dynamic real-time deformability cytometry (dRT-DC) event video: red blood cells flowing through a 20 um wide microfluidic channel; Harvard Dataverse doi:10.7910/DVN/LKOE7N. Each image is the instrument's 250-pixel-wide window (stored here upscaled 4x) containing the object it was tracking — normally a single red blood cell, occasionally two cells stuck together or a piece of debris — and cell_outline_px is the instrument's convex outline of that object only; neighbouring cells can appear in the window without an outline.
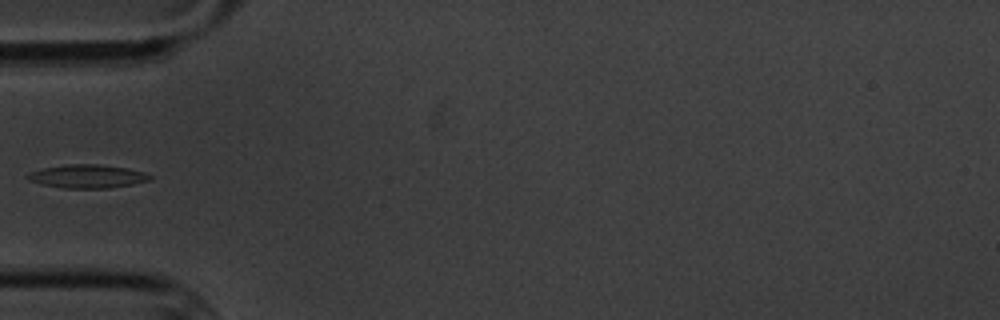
{"species": "common noctule bat (a hibernating species)", "species_latin": "Nyctalus noctula", "temperature_condition": "cold", "stored_images_in_passage": 12, "camera_frame_rate_fps": 3000, "um_per_image_px": 0.085, "animal": {"sex": "male", "body_mass_g": 20.1, "forearm_length_mm": 53.5}, "frame": {"image": 1, "passage_image": 4, "time_ms": 4.333, "image_size_px": [1000, 320], "cell_outline_px": [[152, 180], [132, 184], [108, 188], [64, 188], [44, 184], [28, 180], [24, 176], [28, 172], [44, 168], [68, 164], [96, 164], [128, 168], [144, 172], [152, 176]], "centroid_in_image_um": [7.43, 14.98], "position_along_channel_um": 77.6, "area_um2": 16.65}}
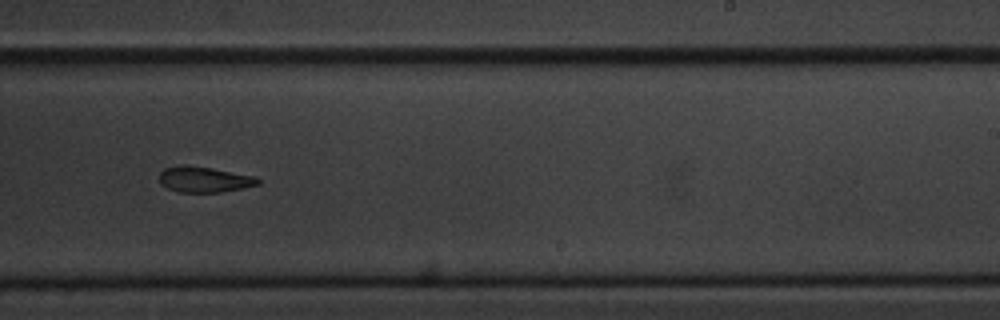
{"frame": {"image": 2, "passage_image": 9, "time_ms": 10.0, "image_size_px": [1000, 320], "cell_outline_px": [[260, 184], [244, 188], [220, 192], [176, 192], [160, 184], [160, 172], [164, 168], [180, 164], [184, 164], [212, 168], [252, 176], [260, 180]], "centroid_in_image_um": [17.31, 15.25], "position_along_channel_um": 271.7, "area_um2": 14.8}}
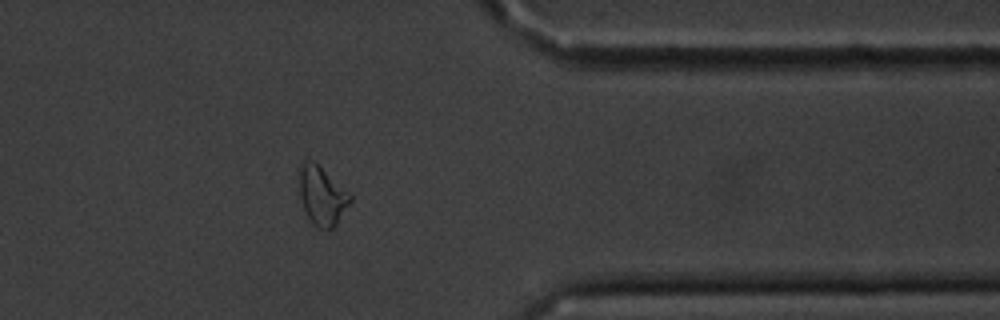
{"frame": {"image": 3, "passage_image": 12, "time_ms": 13.667, "image_size_px": [1000, 320], "cell_outline_px": [[352, 200], [336, 224], [332, 228], [316, 228], [312, 224], [304, 208], [300, 196], [300, 168], [304, 160], [312, 160], [348, 192], [352, 196]], "centroid_in_image_um": [27.37, 16.66], "position_along_channel_um": 384.0, "area_um2": 16.88}, "authors_computed_cell_mechanics": {"area_um2": 15.7794, "velocity_mm_per_s": 3.4151, "shape_relaxation_time_tau1_ms": 4.8132, "shape_relaxation_time_tau2_ms": 4.3797, "deformation_change_tau1": 0.1214, "deformation_change_tau2": 0.1205}}